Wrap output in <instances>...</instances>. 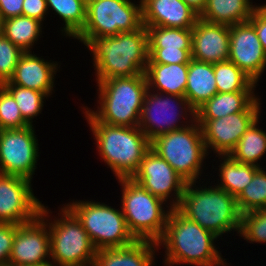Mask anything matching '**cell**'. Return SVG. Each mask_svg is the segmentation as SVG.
Listing matches in <instances>:
<instances>
[{"mask_svg": "<svg viewBox=\"0 0 266 266\" xmlns=\"http://www.w3.org/2000/svg\"><path fill=\"white\" fill-rule=\"evenodd\" d=\"M34 125L0 130V173L32 180L39 158Z\"/></svg>", "mask_w": 266, "mask_h": 266, "instance_id": "cell-12", "label": "cell"}, {"mask_svg": "<svg viewBox=\"0 0 266 266\" xmlns=\"http://www.w3.org/2000/svg\"><path fill=\"white\" fill-rule=\"evenodd\" d=\"M87 123L95 137L99 156L116 179L131 178L150 149V140L138 126H113L100 121Z\"/></svg>", "mask_w": 266, "mask_h": 266, "instance_id": "cell-5", "label": "cell"}, {"mask_svg": "<svg viewBox=\"0 0 266 266\" xmlns=\"http://www.w3.org/2000/svg\"><path fill=\"white\" fill-rule=\"evenodd\" d=\"M148 89L158 93L184 96L188 77V63H148L145 71Z\"/></svg>", "mask_w": 266, "mask_h": 266, "instance_id": "cell-23", "label": "cell"}, {"mask_svg": "<svg viewBox=\"0 0 266 266\" xmlns=\"http://www.w3.org/2000/svg\"><path fill=\"white\" fill-rule=\"evenodd\" d=\"M65 206L80 221L97 250L125 247L136 241L127 227L121 209L92 200H73Z\"/></svg>", "mask_w": 266, "mask_h": 266, "instance_id": "cell-10", "label": "cell"}, {"mask_svg": "<svg viewBox=\"0 0 266 266\" xmlns=\"http://www.w3.org/2000/svg\"><path fill=\"white\" fill-rule=\"evenodd\" d=\"M214 74L218 93L254 91L258 85L231 61L214 63Z\"/></svg>", "mask_w": 266, "mask_h": 266, "instance_id": "cell-30", "label": "cell"}, {"mask_svg": "<svg viewBox=\"0 0 266 266\" xmlns=\"http://www.w3.org/2000/svg\"><path fill=\"white\" fill-rule=\"evenodd\" d=\"M23 2L24 0H0L1 21L22 15Z\"/></svg>", "mask_w": 266, "mask_h": 266, "instance_id": "cell-41", "label": "cell"}, {"mask_svg": "<svg viewBox=\"0 0 266 266\" xmlns=\"http://www.w3.org/2000/svg\"><path fill=\"white\" fill-rule=\"evenodd\" d=\"M229 61L236 64L256 83L266 69V53L249 22L230 26Z\"/></svg>", "mask_w": 266, "mask_h": 266, "instance_id": "cell-17", "label": "cell"}, {"mask_svg": "<svg viewBox=\"0 0 266 266\" xmlns=\"http://www.w3.org/2000/svg\"><path fill=\"white\" fill-rule=\"evenodd\" d=\"M118 183L122 186L120 208L130 233L136 240L157 243L164 234L172 208L132 178H119ZM164 204L168 209L165 210Z\"/></svg>", "mask_w": 266, "mask_h": 266, "instance_id": "cell-6", "label": "cell"}, {"mask_svg": "<svg viewBox=\"0 0 266 266\" xmlns=\"http://www.w3.org/2000/svg\"><path fill=\"white\" fill-rule=\"evenodd\" d=\"M149 48L165 50L192 49V29L145 26Z\"/></svg>", "mask_w": 266, "mask_h": 266, "instance_id": "cell-31", "label": "cell"}, {"mask_svg": "<svg viewBox=\"0 0 266 266\" xmlns=\"http://www.w3.org/2000/svg\"><path fill=\"white\" fill-rule=\"evenodd\" d=\"M221 158L218 166L219 177L217 186L237 198L251 182L255 172L260 168L256 165L240 163L230 155H218ZM223 160V161H222Z\"/></svg>", "mask_w": 266, "mask_h": 266, "instance_id": "cell-26", "label": "cell"}, {"mask_svg": "<svg viewBox=\"0 0 266 266\" xmlns=\"http://www.w3.org/2000/svg\"><path fill=\"white\" fill-rule=\"evenodd\" d=\"M257 6L252 0H207L199 18L230 27L249 21Z\"/></svg>", "mask_w": 266, "mask_h": 266, "instance_id": "cell-25", "label": "cell"}, {"mask_svg": "<svg viewBox=\"0 0 266 266\" xmlns=\"http://www.w3.org/2000/svg\"><path fill=\"white\" fill-rule=\"evenodd\" d=\"M196 183L186 184L176 209L218 238L231 231L239 234L241 212L236 198L217 185L207 188Z\"/></svg>", "mask_w": 266, "mask_h": 266, "instance_id": "cell-3", "label": "cell"}, {"mask_svg": "<svg viewBox=\"0 0 266 266\" xmlns=\"http://www.w3.org/2000/svg\"><path fill=\"white\" fill-rule=\"evenodd\" d=\"M229 47V26L197 20L192 28V59L212 64L228 61Z\"/></svg>", "mask_w": 266, "mask_h": 266, "instance_id": "cell-18", "label": "cell"}, {"mask_svg": "<svg viewBox=\"0 0 266 266\" xmlns=\"http://www.w3.org/2000/svg\"><path fill=\"white\" fill-rule=\"evenodd\" d=\"M239 236L249 243H266V208L241 214Z\"/></svg>", "mask_w": 266, "mask_h": 266, "instance_id": "cell-34", "label": "cell"}, {"mask_svg": "<svg viewBox=\"0 0 266 266\" xmlns=\"http://www.w3.org/2000/svg\"><path fill=\"white\" fill-rule=\"evenodd\" d=\"M132 0H87L84 28L73 38L87 46L95 37L115 36L140 29L142 2Z\"/></svg>", "mask_w": 266, "mask_h": 266, "instance_id": "cell-9", "label": "cell"}, {"mask_svg": "<svg viewBox=\"0 0 266 266\" xmlns=\"http://www.w3.org/2000/svg\"><path fill=\"white\" fill-rule=\"evenodd\" d=\"M131 178L166 203L171 199L170 208L179 205L187 184L171 165L151 148L143 156L138 170Z\"/></svg>", "mask_w": 266, "mask_h": 266, "instance_id": "cell-13", "label": "cell"}, {"mask_svg": "<svg viewBox=\"0 0 266 266\" xmlns=\"http://www.w3.org/2000/svg\"><path fill=\"white\" fill-rule=\"evenodd\" d=\"M92 54L96 82L145 74L148 64V31L143 25L132 32L95 37L87 46Z\"/></svg>", "mask_w": 266, "mask_h": 266, "instance_id": "cell-2", "label": "cell"}, {"mask_svg": "<svg viewBox=\"0 0 266 266\" xmlns=\"http://www.w3.org/2000/svg\"><path fill=\"white\" fill-rule=\"evenodd\" d=\"M249 22L254 26L263 50L266 53V4L258 5L254 9Z\"/></svg>", "mask_w": 266, "mask_h": 266, "instance_id": "cell-39", "label": "cell"}, {"mask_svg": "<svg viewBox=\"0 0 266 266\" xmlns=\"http://www.w3.org/2000/svg\"><path fill=\"white\" fill-rule=\"evenodd\" d=\"M32 180L0 173V222L23 224L35 219L42 203L34 196Z\"/></svg>", "mask_w": 266, "mask_h": 266, "instance_id": "cell-14", "label": "cell"}, {"mask_svg": "<svg viewBox=\"0 0 266 266\" xmlns=\"http://www.w3.org/2000/svg\"><path fill=\"white\" fill-rule=\"evenodd\" d=\"M18 224L0 222V266H8Z\"/></svg>", "mask_w": 266, "mask_h": 266, "instance_id": "cell-38", "label": "cell"}, {"mask_svg": "<svg viewBox=\"0 0 266 266\" xmlns=\"http://www.w3.org/2000/svg\"><path fill=\"white\" fill-rule=\"evenodd\" d=\"M29 126L23 119L11 93L0 85V130L21 129Z\"/></svg>", "mask_w": 266, "mask_h": 266, "instance_id": "cell-35", "label": "cell"}, {"mask_svg": "<svg viewBox=\"0 0 266 266\" xmlns=\"http://www.w3.org/2000/svg\"><path fill=\"white\" fill-rule=\"evenodd\" d=\"M13 96L23 119L33 125L34 117L41 114L45 98L48 96L37 90L24 88L18 85H3Z\"/></svg>", "mask_w": 266, "mask_h": 266, "instance_id": "cell-33", "label": "cell"}, {"mask_svg": "<svg viewBox=\"0 0 266 266\" xmlns=\"http://www.w3.org/2000/svg\"><path fill=\"white\" fill-rule=\"evenodd\" d=\"M96 84L99 98L97 110L87 106L82 108L87 121H100L113 126H138L148 90L145 74L107 79Z\"/></svg>", "mask_w": 266, "mask_h": 266, "instance_id": "cell-4", "label": "cell"}, {"mask_svg": "<svg viewBox=\"0 0 266 266\" xmlns=\"http://www.w3.org/2000/svg\"><path fill=\"white\" fill-rule=\"evenodd\" d=\"M192 49L165 50V48H149L148 63L180 64L189 63Z\"/></svg>", "mask_w": 266, "mask_h": 266, "instance_id": "cell-37", "label": "cell"}, {"mask_svg": "<svg viewBox=\"0 0 266 266\" xmlns=\"http://www.w3.org/2000/svg\"><path fill=\"white\" fill-rule=\"evenodd\" d=\"M43 23L28 16H16L2 20L1 33L22 51H32L40 35Z\"/></svg>", "mask_w": 266, "mask_h": 266, "instance_id": "cell-27", "label": "cell"}, {"mask_svg": "<svg viewBox=\"0 0 266 266\" xmlns=\"http://www.w3.org/2000/svg\"><path fill=\"white\" fill-rule=\"evenodd\" d=\"M217 92L214 64L191 59L188 63V77L184 96L197 110Z\"/></svg>", "mask_w": 266, "mask_h": 266, "instance_id": "cell-24", "label": "cell"}, {"mask_svg": "<svg viewBox=\"0 0 266 266\" xmlns=\"http://www.w3.org/2000/svg\"><path fill=\"white\" fill-rule=\"evenodd\" d=\"M157 243L136 240L125 247L103 248L97 250L92 266H153Z\"/></svg>", "mask_w": 266, "mask_h": 266, "instance_id": "cell-22", "label": "cell"}, {"mask_svg": "<svg viewBox=\"0 0 266 266\" xmlns=\"http://www.w3.org/2000/svg\"><path fill=\"white\" fill-rule=\"evenodd\" d=\"M264 169L260 167L255 172L251 182L236 198L241 214L266 208V171Z\"/></svg>", "mask_w": 266, "mask_h": 266, "instance_id": "cell-32", "label": "cell"}, {"mask_svg": "<svg viewBox=\"0 0 266 266\" xmlns=\"http://www.w3.org/2000/svg\"><path fill=\"white\" fill-rule=\"evenodd\" d=\"M258 97L254 91L216 93L196 110V119H218L239 112H261Z\"/></svg>", "mask_w": 266, "mask_h": 266, "instance_id": "cell-21", "label": "cell"}, {"mask_svg": "<svg viewBox=\"0 0 266 266\" xmlns=\"http://www.w3.org/2000/svg\"><path fill=\"white\" fill-rule=\"evenodd\" d=\"M49 14L46 0H24L22 15L34 18L43 23L45 15Z\"/></svg>", "mask_w": 266, "mask_h": 266, "instance_id": "cell-40", "label": "cell"}, {"mask_svg": "<svg viewBox=\"0 0 266 266\" xmlns=\"http://www.w3.org/2000/svg\"><path fill=\"white\" fill-rule=\"evenodd\" d=\"M183 118L187 121H183ZM195 121L196 110L185 96L158 93L148 89L144 97L138 127L151 141L161 134L185 128Z\"/></svg>", "mask_w": 266, "mask_h": 266, "instance_id": "cell-11", "label": "cell"}, {"mask_svg": "<svg viewBox=\"0 0 266 266\" xmlns=\"http://www.w3.org/2000/svg\"><path fill=\"white\" fill-rule=\"evenodd\" d=\"M8 266H24V265H8ZM35 266H53L52 264H43V265H35Z\"/></svg>", "mask_w": 266, "mask_h": 266, "instance_id": "cell-43", "label": "cell"}, {"mask_svg": "<svg viewBox=\"0 0 266 266\" xmlns=\"http://www.w3.org/2000/svg\"><path fill=\"white\" fill-rule=\"evenodd\" d=\"M183 1L189 6H191L199 14L202 12L207 3V0H183Z\"/></svg>", "mask_w": 266, "mask_h": 266, "instance_id": "cell-42", "label": "cell"}, {"mask_svg": "<svg viewBox=\"0 0 266 266\" xmlns=\"http://www.w3.org/2000/svg\"><path fill=\"white\" fill-rule=\"evenodd\" d=\"M58 63L45 61L44 58L32 54V51L23 52L17 62L13 76L2 85H18L24 88L37 90L45 93L48 97L54 90V76Z\"/></svg>", "mask_w": 266, "mask_h": 266, "instance_id": "cell-19", "label": "cell"}, {"mask_svg": "<svg viewBox=\"0 0 266 266\" xmlns=\"http://www.w3.org/2000/svg\"><path fill=\"white\" fill-rule=\"evenodd\" d=\"M23 52L2 33L0 34V85L9 81L13 76L17 62Z\"/></svg>", "mask_w": 266, "mask_h": 266, "instance_id": "cell-36", "label": "cell"}, {"mask_svg": "<svg viewBox=\"0 0 266 266\" xmlns=\"http://www.w3.org/2000/svg\"><path fill=\"white\" fill-rule=\"evenodd\" d=\"M259 120L250 126L230 153L234 160L262 167L258 162L266 155V132L259 128Z\"/></svg>", "mask_w": 266, "mask_h": 266, "instance_id": "cell-28", "label": "cell"}, {"mask_svg": "<svg viewBox=\"0 0 266 266\" xmlns=\"http://www.w3.org/2000/svg\"><path fill=\"white\" fill-rule=\"evenodd\" d=\"M1 28H2V21L0 19V34H1Z\"/></svg>", "mask_w": 266, "mask_h": 266, "instance_id": "cell-44", "label": "cell"}, {"mask_svg": "<svg viewBox=\"0 0 266 266\" xmlns=\"http://www.w3.org/2000/svg\"><path fill=\"white\" fill-rule=\"evenodd\" d=\"M48 10L54 11L64 22L61 35L74 38L85 26L87 0H46Z\"/></svg>", "mask_w": 266, "mask_h": 266, "instance_id": "cell-29", "label": "cell"}, {"mask_svg": "<svg viewBox=\"0 0 266 266\" xmlns=\"http://www.w3.org/2000/svg\"><path fill=\"white\" fill-rule=\"evenodd\" d=\"M42 205L40 215L50 233V259L53 266H92L97 254L88 233L77 217L64 205L53 220L50 209ZM60 214V215H59ZM52 220V221H51Z\"/></svg>", "mask_w": 266, "mask_h": 266, "instance_id": "cell-7", "label": "cell"}, {"mask_svg": "<svg viewBox=\"0 0 266 266\" xmlns=\"http://www.w3.org/2000/svg\"><path fill=\"white\" fill-rule=\"evenodd\" d=\"M150 148L165 159L187 183L198 182L208 154L197 121L155 137L150 141Z\"/></svg>", "mask_w": 266, "mask_h": 266, "instance_id": "cell-8", "label": "cell"}, {"mask_svg": "<svg viewBox=\"0 0 266 266\" xmlns=\"http://www.w3.org/2000/svg\"><path fill=\"white\" fill-rule=\"evenodd\" d=\"M217 239L212 232L172 208L164 234L157 245L158 248H165L163 262L166 266H227L226 259H223L221 251L215 246Z\"/></svg>", "mask_w": 266, "mask_h": 266, "instance_id": "cell-1", "label": "cell"}, {"mask_svg": "<svg viewBox=\"0 0 266 266\" xmlns=\"http://www.w3.org/2000/svg\"><path fill=\"white\" fill-rule=\"evenodd\" d=\"M144 26L192 29L199 13L183 0H141Z\"/></svg>", "mask_w": 266, "mask_h": 266, "instance_id": "cell-20", "label": "cell"}, {"mask_svg": "<svg viewBox=\"0 0 266 266\" xmlns=\"http://www.w3.org/2000/svg\"><path fill=\"white\" fill-rule=\"evenodd\" d=\"M260 116V112H239L218 119H196L208 155L209 149L216 156L230 155L243 134Z\"/></svg>", "mask_w": 266, "mask_h": 266, "instance_id": "cell-15", "label": "cell"}, {"mask_svg": "<svg viewBox=\"0 0 266 266\" xmlns=\"http://www.w3.org/2000/svg\"><path fill=\"white\" fill-rule=\"evenodd\" d=\"M43 264H51L50 233L47 221L39 214L17 227L8 265Z\"/></svg>", "mask_w": 266, "mask_h": 266, "instance_id": "cell-16", "label": "cell"}]
</instances>
